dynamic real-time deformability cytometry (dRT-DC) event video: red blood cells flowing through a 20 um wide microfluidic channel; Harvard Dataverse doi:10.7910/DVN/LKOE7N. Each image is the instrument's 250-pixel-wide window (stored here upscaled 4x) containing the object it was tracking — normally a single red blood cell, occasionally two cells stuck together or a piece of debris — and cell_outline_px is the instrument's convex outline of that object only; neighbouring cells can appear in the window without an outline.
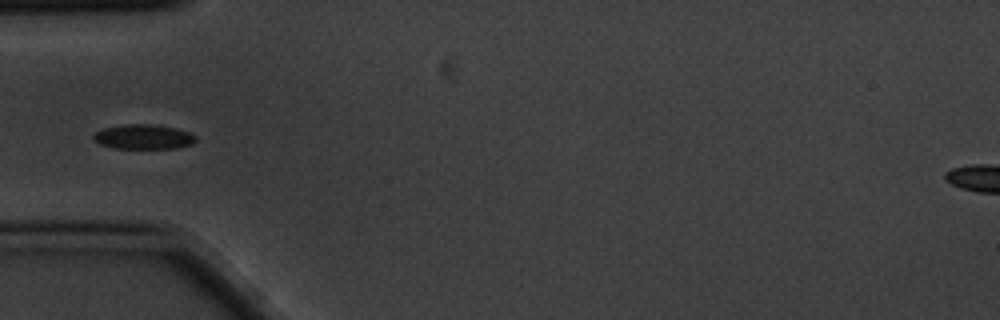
{"species": "common noctule bat (a hibernating species)", "species_latin": "Nyctalus noctula", "temperature_condition": "cold", "stored_images_in_passage": 8, "camera_frame_rate_fps": 3000, "um_per_image_px": 0.085, "animal": {"sex": "male", "body_mass_g": 20.1, "forearm_length_mm": 53.5}, "frame": {"image": 1, "passage_image": 3, "time_ms": 0.667, "image_size_px": [1000, 320], "cell_outline_px": [[196, 140], [192, 144], [176, 148], [116, 148], [100, 144], [92, 136], [100, 128], [120, 124], [160, 124], [192, 132], [196, 136]], "centroid_in_image_um": [12.22, 11.6], "position_along_channel_um": 72.8, "area_um2": 14.97}}
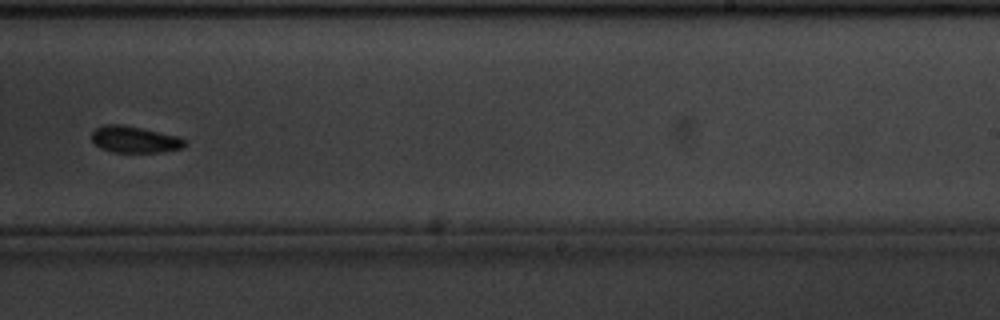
{"frame": {"image": 2, "passage_image": 8, "time_ms": 2.333, "image_size_px": [1000, 320], "cell_outline_px": [[188, 140], [180, 148], [160, 152], [112, 152], [100, 148], [92, 140], [92, 132], [96, 128], [104, 124], [120, 124], [180, 136]], "centroid_in_image_um": [11.44, 11.85], "position_along_channel_um": 277.6, "area_um2": 14.33}}